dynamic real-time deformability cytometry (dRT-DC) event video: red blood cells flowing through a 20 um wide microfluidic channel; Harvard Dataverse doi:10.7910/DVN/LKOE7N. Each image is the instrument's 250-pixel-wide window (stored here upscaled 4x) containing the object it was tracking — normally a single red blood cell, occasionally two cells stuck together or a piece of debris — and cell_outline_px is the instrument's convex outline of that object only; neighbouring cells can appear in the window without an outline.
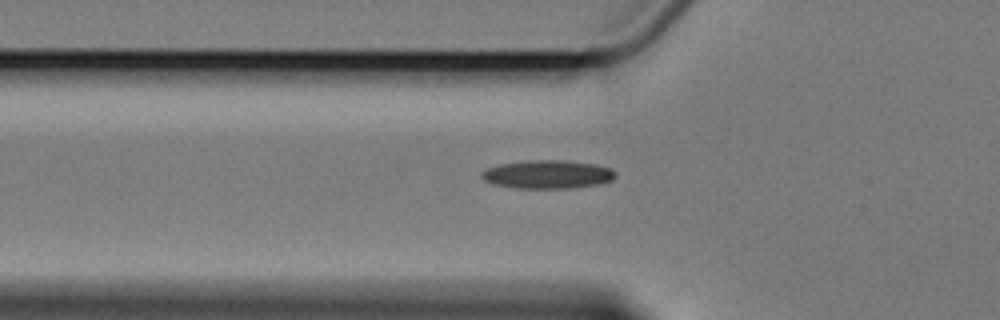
{"species": "Egyptian fruit bat (a non-hibernating species)", "species_latin": "Rousettus aegyptiacus", "temperature_condition": "cold", "stored_images_in_passage": 5, "camera_frame_rate_fps": 3000, "um_per_image_px": 0.085, "animal": {"sex": "female"}, "frame": {"image": 1, "passage_image": 5, "time_ms": 5.0, "image_size_px": [1000, 320], "cell_outline_px": [[616, 176], [612, 180], [600, 184], [572, 188], [516, 188], [496, 184], [484, 180], [480, 176], [480, 172], [488, 168], [500, 164], [528, 160], [564, 160], [596, 164], [612, 168], [616, 172]], "centroid_in_image_um": [46.58, 14.82], "position_along_channel_um": 79.2, "area_um2": 22.25}}